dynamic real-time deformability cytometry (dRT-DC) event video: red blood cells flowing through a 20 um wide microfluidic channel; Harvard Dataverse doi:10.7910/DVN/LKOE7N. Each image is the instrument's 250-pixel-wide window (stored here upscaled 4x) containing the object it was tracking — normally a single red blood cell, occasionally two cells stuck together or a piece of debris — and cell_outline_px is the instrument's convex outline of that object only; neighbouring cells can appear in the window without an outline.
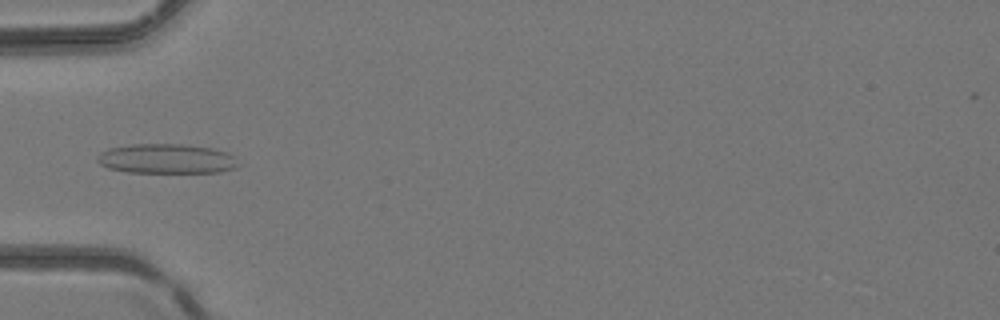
{"species": "common noctule bat (a hibernating species)", "species_latin": "Nyctalus noctula", "temperature_condition": "room temperature", "stored_images_in_passage": 6, "camera_frame_rate_fps": 3000, "um_per_image_px": 0.085, "animal": {"sex": "female", "body_mass_g": 24.6, "forearm_length_mm": 56.2}, "frame": {"image": 1, "passage_image": 5, "time_ms": 1.333, "image_size_px": [1000, 320], "cell_outline_px": [[240, 164], [236, 168], [220, 172], [128, 172], [108, 168], [100, 164], [96, 160], [96, 156], [100, 152], [108, 148], [132, 144], [184, 144], [212, 148], [228, 152], [236, 156]], "centroid_in_image_um": [14.18, 13.49], "position_along_channel_um": 70.8, "area_um2": 24.68}}
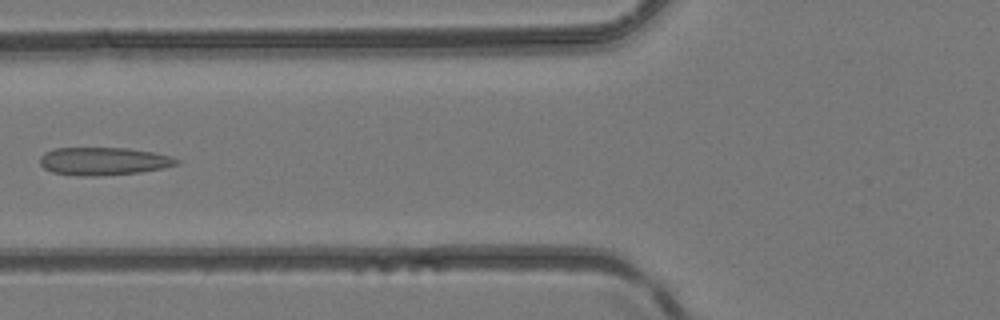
{"frame": {"image": 2, "passage_image": 6, "time_ms": 1.667, "image_size_px": [1000, 320], "cell_outline_px": [[180, 164], [164, 168], [140, 172], [100, 176], [76, 176], [52, 172], [44, 168], [40, 164], [40, 156], [44, 152], [52, 148], [128, 148], [152, 152], [172, 156], [180, 160]], "centroid_in_image_um": [8.8, 13.7], "position_along_channel_um": 117.0, "area_um2": 22.48}}